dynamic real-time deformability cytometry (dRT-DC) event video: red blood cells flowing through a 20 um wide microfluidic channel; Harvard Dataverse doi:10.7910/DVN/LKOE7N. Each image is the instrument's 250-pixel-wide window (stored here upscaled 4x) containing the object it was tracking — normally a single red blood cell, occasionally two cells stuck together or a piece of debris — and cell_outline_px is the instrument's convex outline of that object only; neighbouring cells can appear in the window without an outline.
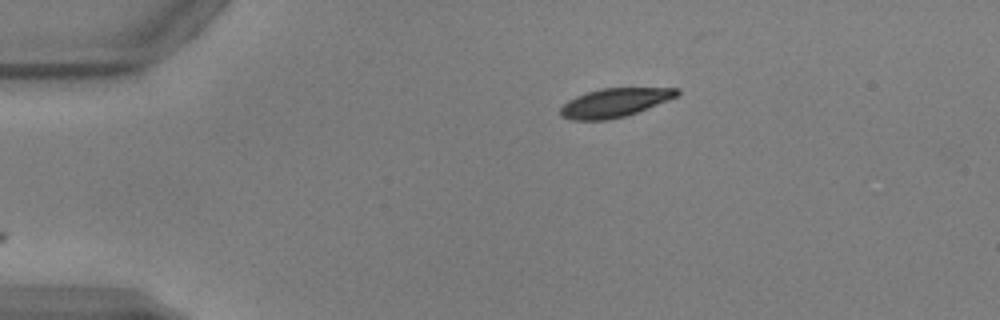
{"species": "common noctule bat (a hibernating species)", "species_latin": "Nyctalus noctula", "temperature_condition": "warm", "stored_images_in_passage": 16, "camera_frame_rate_fps": 3000, "um_per_image_px": 0.085, "animal": {"sex": "male", "body_mass_g": 17.9, "forearm_length_mm": 54.2}, "frame": {"image": 1, "passage_image": 1, "time_ms": 0.0, "image_size_px": [1000, 320], "cell_outline_px": [[680, 92], [676, 96], [668, 100], [636, 112], [624, 116], [608, 120], [572, 120], [560, 116], [560, 108], [568, 100], [576, 96], [600, 88], [680, 88]], "centroid_in_image_um": [52.21, 8.73], "position_along_channel_um": 32.8, "area_um2": 19.36}}
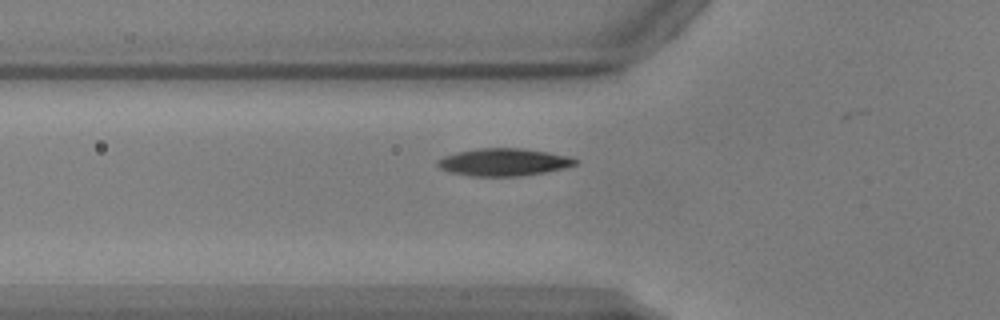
{"frame": {"image": 2, "passage_image": 9, "time_ms": 2.667, "image_size_px": [1000, 320], "cell_outline_px": [[580, 160], [576, 164], [564, 168], [544, 172], [520, 176], [472, 176], [448, 172], [440, 168], [436, 164], [436, 160], [444, 156], [456, 152], [484, 148], [520, 148], [548, 152], [572, 156]], "centroid_in_image_um": [42.82, 13.78], "position_along_channel_um": 83.0, "area_um2": 22.14}}
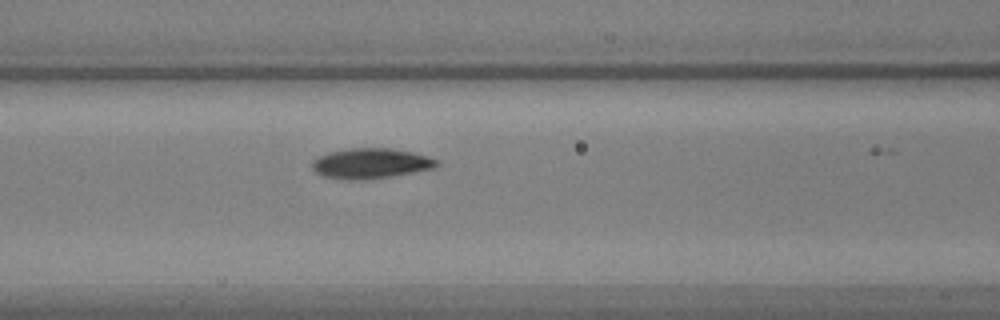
{"frame": {"image": 3, "passage_image": 13, "time_ms": 4.0, "image_size_px": [1000, 320], "cell_outline_px": [[440, 164], [436, 168], [392, 176], [364, 180], [348, 180], [324, 176], [316, 172], [312, 168], [312, 160], [320, 156], [332, 152], [348, 148], [392, 148], [412, 152], [428, 156], [436, 160]], "centroid_in_image_um": [31.54, 13.89], "position_along_channel_um": 135.1, "area_um2": 21.96}}